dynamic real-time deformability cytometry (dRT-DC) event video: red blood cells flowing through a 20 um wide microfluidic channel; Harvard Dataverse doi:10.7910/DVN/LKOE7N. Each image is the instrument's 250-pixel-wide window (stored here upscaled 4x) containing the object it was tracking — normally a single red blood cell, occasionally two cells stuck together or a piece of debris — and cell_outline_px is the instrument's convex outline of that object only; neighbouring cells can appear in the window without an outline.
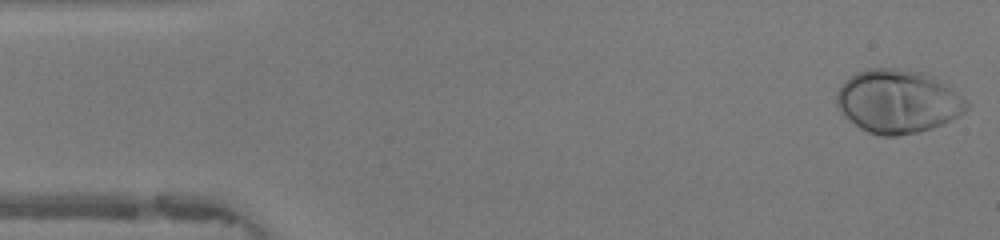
{"species": "human", "species_latin": "Homo sapiens", "temperature_condition": "warm", "stored_images_in_passage": 47, "camera_frame_rate_fps": 3000, "um_per_image_px": 0.085, "donor": {"sex": "female"}, "frame": {"image": 1, "passage_image": 1, "time_ms": 0.0, "image_size_px": [1000, 240], "cell_outline_px": [[972, 104], [964, 112], [952, 120], [944, 124], [916, 132], [896, 136], [880, 136], [868, 132], [860, 128], [844, 116], [836, 104], [836, 92], [844, 80], [856, 72], [868, 68], [904, 68], [920, 72], [932, 76], [940, 80], [968, 100]], "centroid_in_image_um": [76.32, 8.61], "position_along_channel_um": 8.7, "area_um2": 48.44}}
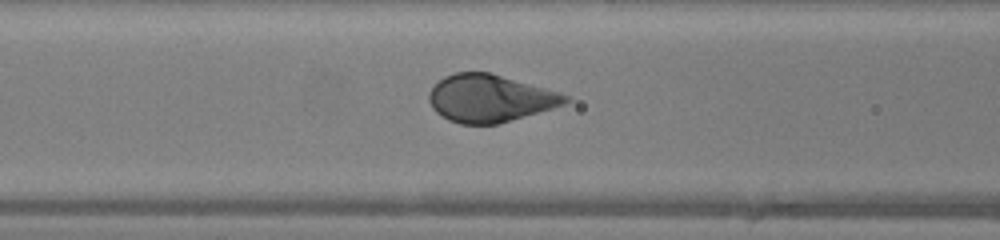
{"frame": {"image": 2, "passage_image": 18, "time_ms": 5.667, "image_size_px": [1000, 240], "cell_outline_px": [[572, 100], [564, 104], [552, 108], [500, 124], [460, 124], [448, 120], [436, 112], [432, 108], [428, 100], [428, 92], [444, 76], [456, 72], [488, 72], [572, 96]], "centroid_in_image_um": [41.63, 8.37], "position_along_channel_um": 125.0, "area_um2": 37.57}}
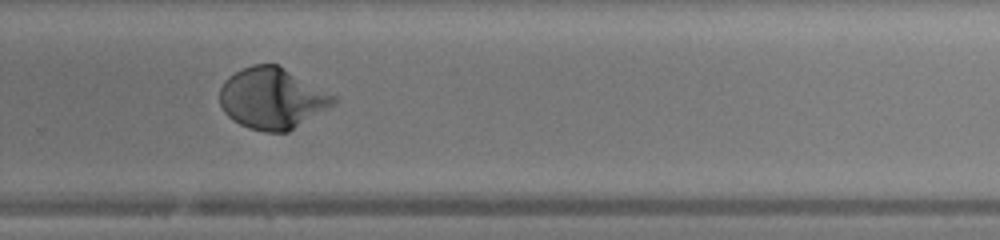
{"frame": {"image": 3, "passage_image": 31, "time_ms": 10.0, "image_size_px": [1000, 240], "cell_outline_px": [[340, 100], [336, 104], [288, 132], [264, 132], [248, 128], [232, 120], [224, 112], [220, 104], [220, 88], [224, 80], [228, 76], [252, 64], [276, 64], [336, 96]], "centroid_in_image_um": [23.14, 8.38], "position_along_channel_um": 306.7, "area_um2": 40.52}, "authors_computed_cell_mechanics": {"area_um2": 40.3444, "velocity_mm_per_s": 4.2109, "shape_relaxation_time_tau1_ms": 2.3918, "shape_relaxation_time_tau2_ms": null, "deformation_change_tau1": 0.1909, "deformation_change_tau2": null}}